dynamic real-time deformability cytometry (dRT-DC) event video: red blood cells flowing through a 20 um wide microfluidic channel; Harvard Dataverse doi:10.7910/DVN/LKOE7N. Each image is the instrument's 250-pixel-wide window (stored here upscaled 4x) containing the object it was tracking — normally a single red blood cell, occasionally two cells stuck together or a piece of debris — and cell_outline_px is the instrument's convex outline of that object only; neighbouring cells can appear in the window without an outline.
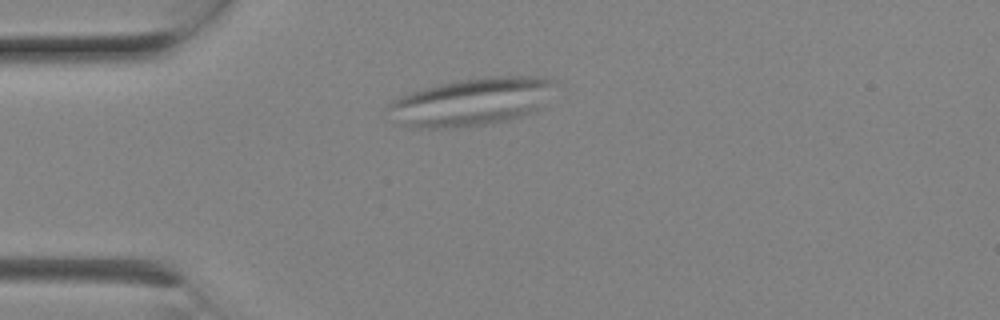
{"species": "Egyptian fruit bat (a non-hibernating species)", "species_latin": "Rousettus aegyptiacus", "temperature_condition": "room temperature", "stored_images_in_passage": 3, "camera_frame_rate_fps": 3000, "um_per_image_px": 0.085, "animal": {"sex": "female"}, "frame": {"image": 1, "passage_image": 1, "time_ms": 0.0, "image_size_px": [1000, 320], "cell_outline_px": [[556, 84], [536, 112], [508, 120], [488, 124], [452, 128], [412, 128], [396, 124], [384, 108], [392, 100], [400, 96], [412, 92], [440, 84], [460, 80], [488, 76], [544, 76], [556, 80]], "centroid_in_image_um": [40.04, 8.67], "position_along_channel_um": 45.0, "area_um2": 46.88}}
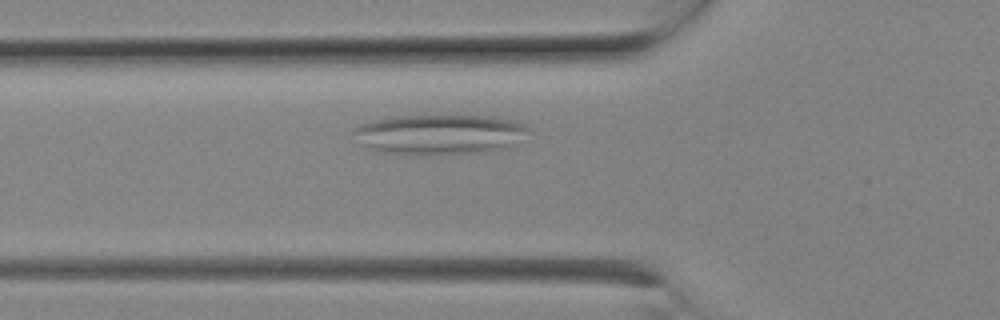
{"frame": {"image": 2, "passage_image": 3, "time_ms": 0.667, "image_size_px": [1000, 320], "cell_outline_px": [[528, 128], [508, 148], [484, 152], [384, 152], [364, 144], [352, 132], [360, 124], [376, 120], [396, 116], [492, 116], [512, 120], [524, 124]], "centroid_in_image_um": [37.4, 11.37], "position_along_channel_um": 88.4, "area_um2": 38.84}}